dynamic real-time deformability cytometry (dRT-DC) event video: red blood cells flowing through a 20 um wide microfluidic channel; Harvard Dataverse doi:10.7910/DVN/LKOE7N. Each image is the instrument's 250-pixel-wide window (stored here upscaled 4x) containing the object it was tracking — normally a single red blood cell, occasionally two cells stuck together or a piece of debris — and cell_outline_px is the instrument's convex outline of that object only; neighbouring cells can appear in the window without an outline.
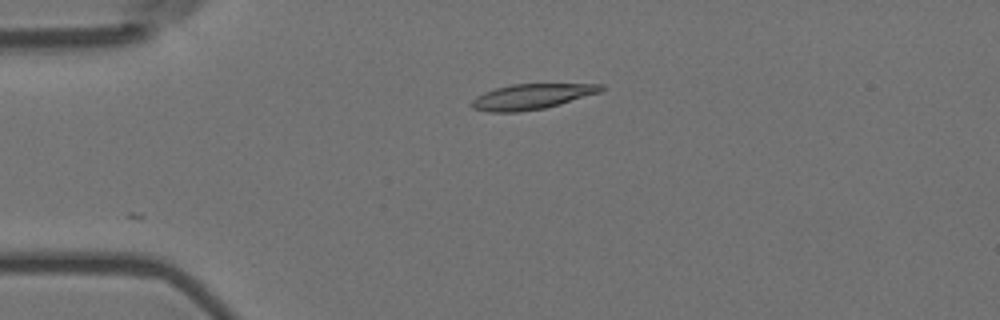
{"species": "Egyptian fruit bat (a non-hibernating species)", "species_latin": "Rousettus aegyptiacus", "temperature_condition": "room temperature", "stored_images_in_passage": 3, "camera_frame_rate_fps": 3000, "um_per_image_px": 0.085, "animal": {"sex": "female"}, "frame": {"image": 1, "passage_image": 3, "time_ms": 0.667, "image_size_px": [1000, 320], "cell_outline_px": [[604, 88], [600, 92], [560, 104], [544, 108], [520, 112], [488, 112], [472, 108], [468, 104], [476, 96], [484, 92], [496, 88], [512, 84], [604, 84]], "centroid_in_image_um": [45.14, 8.21], "position_along_channel_um": 39.9, "area_um2": 19.13}}